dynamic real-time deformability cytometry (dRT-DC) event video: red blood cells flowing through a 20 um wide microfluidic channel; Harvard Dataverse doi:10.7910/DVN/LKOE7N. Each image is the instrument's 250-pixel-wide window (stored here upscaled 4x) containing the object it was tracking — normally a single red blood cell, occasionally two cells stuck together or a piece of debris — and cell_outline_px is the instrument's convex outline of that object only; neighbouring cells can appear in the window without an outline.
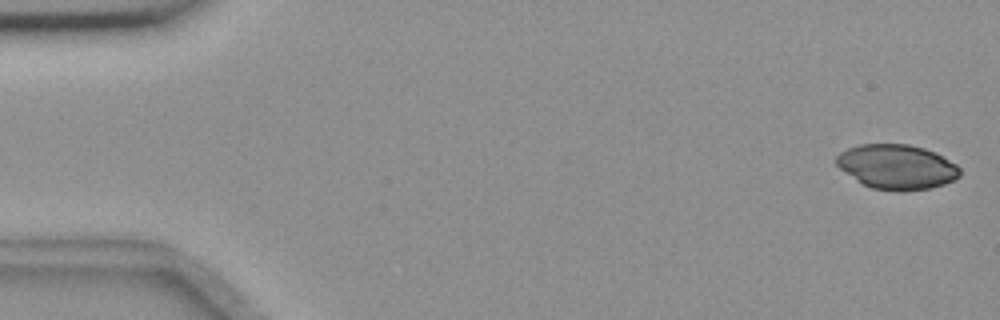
{"species": "common noctule bat (a hibernating species)", "species_latin": "Nyctalus noctula", "temperature_condition": "room temperature", "stored_images_in_passage": 5, "camera_frame_rate_fps": 3000, "um_per_image_px": 0.085, "animal": {"sex": "female", "body_mass_g": 18.4}, "frame": {"image": 1, "passage_image": 1, "time_ms": 0.0, "image_size_px": [1000, 320], "cell_outline_px": [[960, 176], [944, 184], [928, 188], [900, 192], [872, 188], [864, 184], [840, 168], [836, 164], [836, 156], [840, 152], [848, 148], [860, 144], [908, 144], [924, 148], [936, 152], [956, 164], [960, 168]], "centroid_in_image_um": [76.25, 14.17], "position_along_channel_um": 8.8, "area_um2": 32.02}}